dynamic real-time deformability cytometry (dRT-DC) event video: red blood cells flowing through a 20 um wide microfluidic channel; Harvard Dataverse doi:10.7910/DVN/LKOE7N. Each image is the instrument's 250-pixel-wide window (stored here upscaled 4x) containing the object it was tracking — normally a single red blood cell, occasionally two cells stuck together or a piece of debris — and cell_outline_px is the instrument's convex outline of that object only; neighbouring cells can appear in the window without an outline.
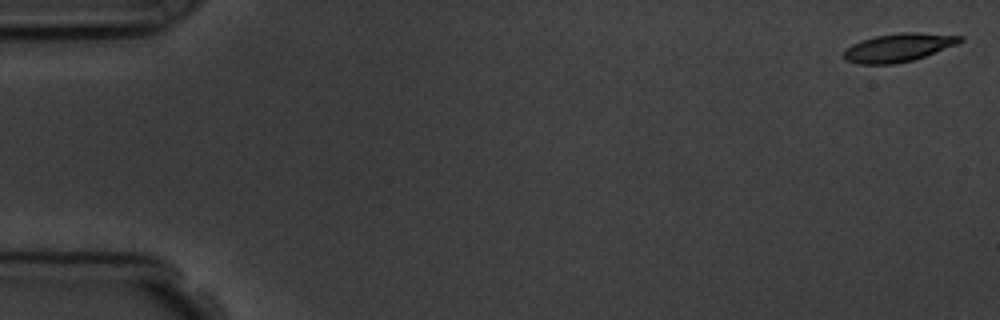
{"species": "common noctule bat (a hibernating species)", "species_latin": "Nyctalus noctula", "temperature_condition": "room temperature", "stored_images_in_passage": 9, "camera_frame_rate_fps": 3000, "um_per_image_px": 0.085, "animal": {"sex": "male", "body_mass_g": 19.5, "forearm_length_mm": 54.6}, "frame": {"image": 1, "passage_image": 1, "time_ms": 0.0, "image_size_px": [1000, 320], "cell_outline_px": [[964, 40], [956, 44], [924, 56], [912, 60], [892, 64], [860, 64], [844, 60], [844, 52], [852, 44], [876, 36], [900, 32], [916, 32], [964, 36]], "centroid_in_image_um": [76.37, 4.04], "position_along_channel_um": 8.6, "area_um2": 18.84}}
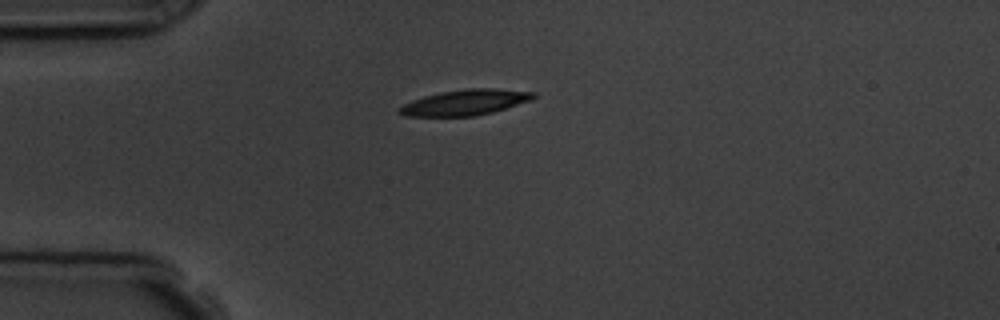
{"frame": {"image": 2, "passage_image": 4, "time_ms": 4.333, "image_size_px": [1000, 320], "cell_outline_px": [[536, 96], [532, 100], [492, 112], [472, 116], [404, 116], [396, 112], [396, 108], [412, 100], [424, 96], [440, 92], [468, 88], [496, 88], [536, 92]], "centroid_in_image_um": [39.52, 8.7], "position_along_channel_um": 45.5, "area_um2": 20.11}}